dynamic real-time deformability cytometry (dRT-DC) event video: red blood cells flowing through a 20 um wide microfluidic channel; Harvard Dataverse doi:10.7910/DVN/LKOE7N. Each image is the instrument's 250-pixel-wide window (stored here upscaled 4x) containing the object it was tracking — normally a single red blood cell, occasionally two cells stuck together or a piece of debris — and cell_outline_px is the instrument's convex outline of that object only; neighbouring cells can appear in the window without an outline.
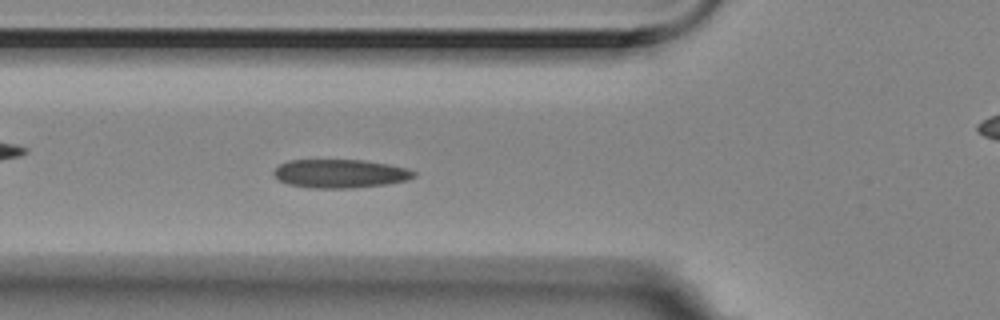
{"species": "Egyptian fruit bat (a non-hibernating species)", "species_latin": "Rousettus aegyptiacus", "temperature_condition": "room temperature", "stored_images_in_passage": 57, "camera_frame_rate_fps": 3000, "um_per_image_px": 0.085, "animal": {"sex": "female"}, "frame": {"image": 1, "passage_image": 19, "time_ms": 6.0, "image_size_px": [1000, 320], "cell_outline_px": [[416, 176], [408, 180], [384, 184], [352, 188], [312, 188], [288, 184], [280, 180], [272, 172], [280, 164], [288, 160], [360, 160], [388, 164], [404, 168], [416, 172]], "centroid_in_image_um": [28.9, 14.75], "position_along_channel_um": 96.9, "area_um2": 23.12}}
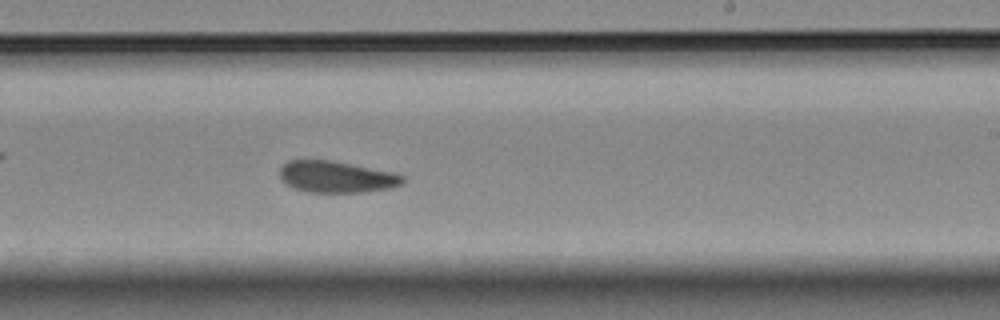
{"frame": {"image": 2, "passage_image": 33, "time_ms": 10.667, "image_size_px": [1000, 320], "cell_outline_px": [[404, 180], [400, 184], [392, 188], [364, 192], [308, 192], [292, 188], [284, 184], [280, 176], [280, 168], [288, 160], [332, 160], [396, 172], [404, 176]], "centroid_in_image_um": [28.6, 15.03], "position_along_channel_um": 260.4, "area_um2": 22.89}}
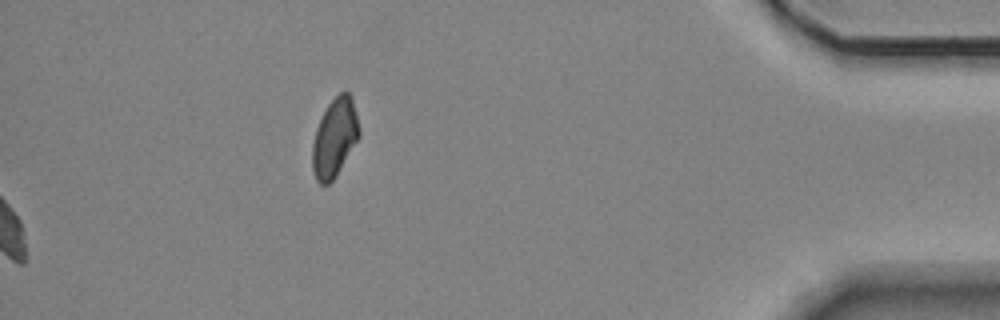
{"frame": {"image": 3, "passage_image": 57, "time_ms": 18.667, "image_size_px": [1000, 320], "cell_outline_px": [[360, 136], [336, 176], [328, 184], [320, 184], [316, 180], [312, 168], [312, 144], [316, 128], [328, 104], [340, 92], [348, 92], [352, 96], [360, 128]], "centroid_in_image_um": [28.45, 11.71], "position_along_channel_um": 406.8, "area_um2": 21.39}, "authors_computed_cell_mechanics": {"area_um2": 23.12, "velocity_mm_per_s": 3.5013, "shape_relaxation_time_tau1_ms": 8.7571, "shape_relaxation_time_tau2_ms": 1.7424, "deformation_change_tau1": 0.1403, "deformation_change_tau2": 0.0642}}